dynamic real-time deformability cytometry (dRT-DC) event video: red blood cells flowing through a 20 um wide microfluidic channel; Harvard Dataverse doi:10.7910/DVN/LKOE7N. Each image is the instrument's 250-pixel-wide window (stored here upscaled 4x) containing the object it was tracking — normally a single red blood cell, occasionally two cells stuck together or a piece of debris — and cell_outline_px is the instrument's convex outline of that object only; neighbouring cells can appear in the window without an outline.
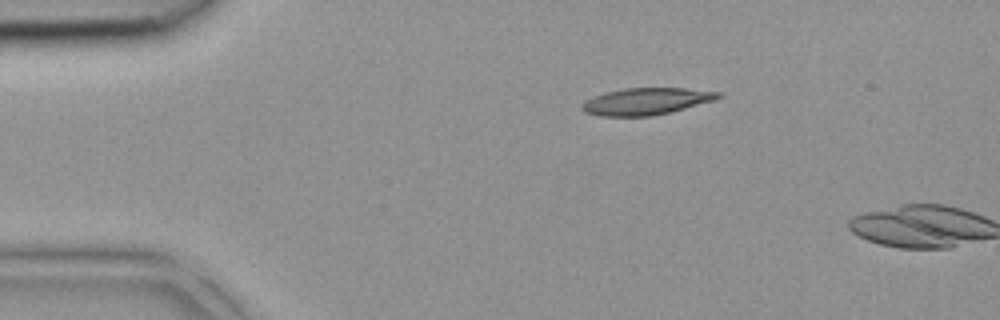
{"species": "common noctule bat (a hibernating species)", "species_latin": "Nyctalus noctula", "temperature_condition": "room temperature", "stored_images_in_passage": 2, "camera_frame_rate_fps": 3000, "um_per_image_px": 0.085, "animal": {"sex": "female", "body_mass_g": 18.4}, "frame": {"image": 1, "passage_image": 1, "time_ms": 0.0, "image_size_px": [1000, 320], "cell_outline_px": [[724, 96], [712, 100], [684, 108], [652, 116], [600, 116], [584, 112], [580, 108], [580, 104], [584, 100], [608, 92], [624, 88], [684, 88], [724, 92]], "centroid_in_image_um": [54.91, 8.61], "position_along_channel_um": 30.1, "area_um2": 21.21}}